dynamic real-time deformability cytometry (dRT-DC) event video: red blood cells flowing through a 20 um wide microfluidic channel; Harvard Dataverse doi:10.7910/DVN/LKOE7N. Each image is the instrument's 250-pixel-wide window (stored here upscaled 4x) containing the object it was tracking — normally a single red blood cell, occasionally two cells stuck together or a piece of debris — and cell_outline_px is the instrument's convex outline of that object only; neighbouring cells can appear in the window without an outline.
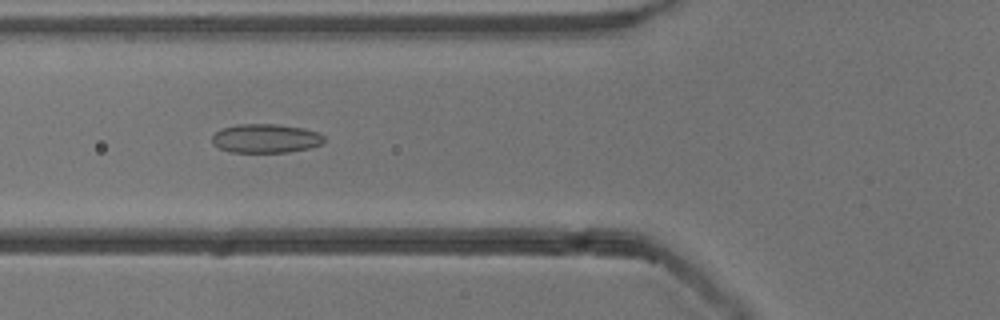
{"species": "common noctule bat (a hibernating species)", "species_latin": "Nyctalus noctula", "temperature_condition": "cold", "stored_images_in_passage": 21, "camera_frame_rate_fps": 3000, "um_per_image_px": 0.085, "animal": {"sex": "male", "body_mass_g": 13.3}, "frame": {"image": 1, "passage_image": 7, "time_ms": 2.0, "image_size_px": [1000, 320], "cell_outline_px": [[324, 144], [312, 148], [288, 152], [232, 152], [220, 148], [212, 144], [212, 136], [216, 132], [224, 128], [236, 124], [276, 124], [304, 128], [316, 132], [324, 136]], "centroid_in_image_um": [22.61, 11.77], "position_along_channel_um": 103.2, "area_um2": 18.96}}
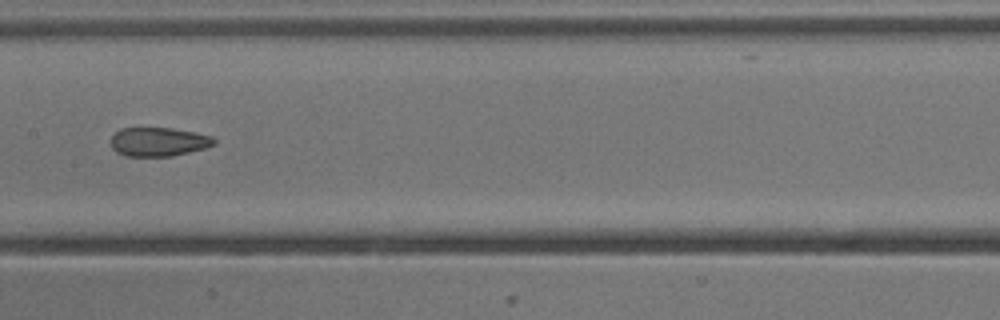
{"frame": {"image": 2, "passage_image": 14, "time_ms": 4.333, "image_size_px": [1000, 320], "cell_outline_px": [[216, 144], [204, 148], [172, 156], [124, 156], [116, 152], [112, 148], [112, 136], [120, 128], [172, 128], [212, 136], [216, 140]], "centroid_in_image_um": [13.47, 12.05], "position_along_channel_um": 193.9, "area_um2": 17.28}}
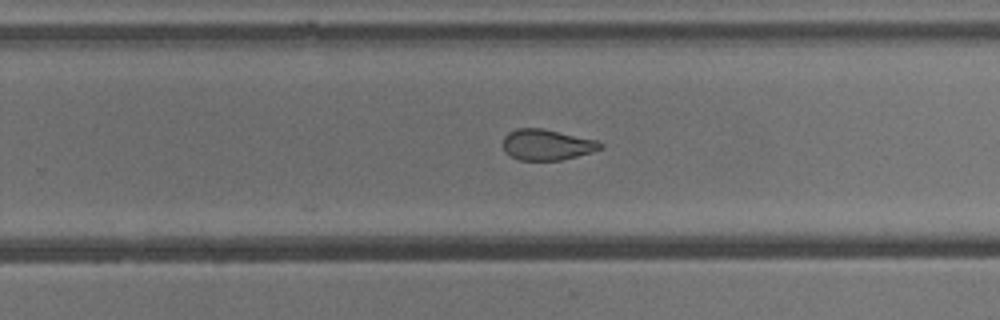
{"frame": {"image": 3, "passage_image": 21, "time_ms": 6.667, "image_size_px": [1000, 320], "cell_outline_px": [[604, 148], [592, 152], [560, 160], [520, 160], [504, 152], [504, 136], [508, 132], [516, 128], [544, 128], [596, 140], [604, 144]], "centroid_in_image_um": [46.49, 12.29], "position_along_channel_um": 283.3, "area_um2": 17.51}}